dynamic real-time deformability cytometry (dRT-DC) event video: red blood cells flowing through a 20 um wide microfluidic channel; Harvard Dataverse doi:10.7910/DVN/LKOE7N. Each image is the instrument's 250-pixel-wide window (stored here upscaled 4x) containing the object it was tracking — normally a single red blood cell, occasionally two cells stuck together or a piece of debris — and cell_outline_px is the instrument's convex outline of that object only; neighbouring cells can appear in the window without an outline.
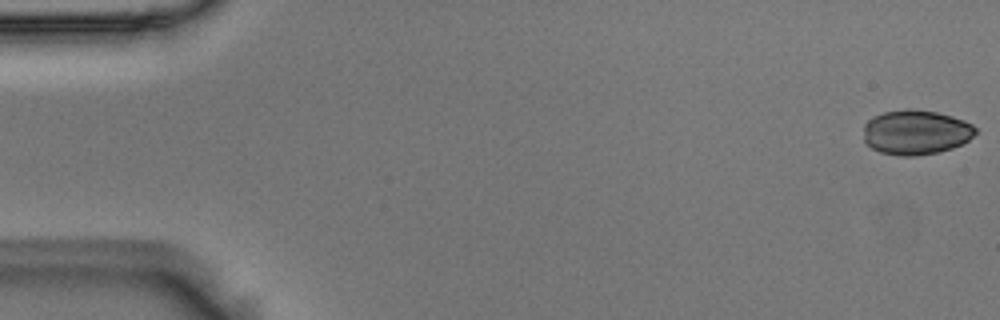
{"species": "Egyptian fruit bat (a non-hibernating species)", "species_latin": "Rousettus aegyptiacus", "temperature_condition": "room temperature", "stored_images_in_passage": 3, "segment_of_instrument_passage": [2, 2], "camera_frame_rate_fps": 3000, "um_per_image_px": 0.085, "animal": {"sex": "male"}, "frame": {"image": 1, "passage_image": 3, "time_ms": 0.667, "image_size_px": [1000, 320], "cell_outline_px": [[976, 132], [968, 140], [952, 148], [936, 152], [912, 156], [900, 156], [880, 152], [864, 144], [864, 124], [872, 116], [884, 112], [936, 112], [952, 116], [964, 120], [972, 124], [976, 128]], "centroid_in_image_um": [77.82, 11.28], "position_along_channel_um": 7.2, "area_um2": 28.44}}